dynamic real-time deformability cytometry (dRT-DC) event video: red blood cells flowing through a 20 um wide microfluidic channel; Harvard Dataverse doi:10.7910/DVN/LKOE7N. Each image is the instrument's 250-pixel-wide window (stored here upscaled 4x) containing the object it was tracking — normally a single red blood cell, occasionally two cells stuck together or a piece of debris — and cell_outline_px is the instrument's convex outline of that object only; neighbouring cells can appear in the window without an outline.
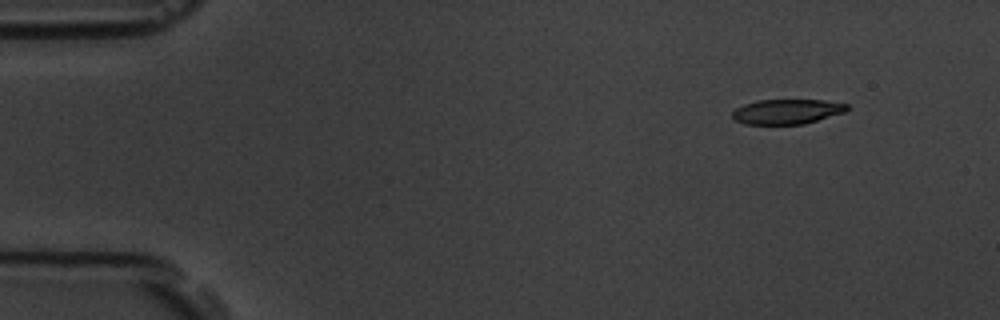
{"species": "common noctule bat (a hibernating species)", "species_latin": "Nyctalus noctula", "temperature_condition": "room temperature", "stored_images_in_passage": 4, "camera_frame_rate_fps": 3000, "um_per_image_px": 0.085, "animal": {"sex": "male", "body_mass_g": 19.5, "forearm_length_mm": 54.6}, "frame": {"image": 1, "passage_image": 1, "time_ms": 0.0, "image_size_px": [1000, 320], "cell_outline_px": [[848, 108], [844, 112], [804, 124], [744, 124], [736, 120], [732, 116], [732, 112], [736, 108], [744, 104], [756, 100], [824, 100], [848, 104]], "centroid_in_image_um": [66.87, 9.48], "position_along_channel_um": 18.1, "area_um2": 16.53}}
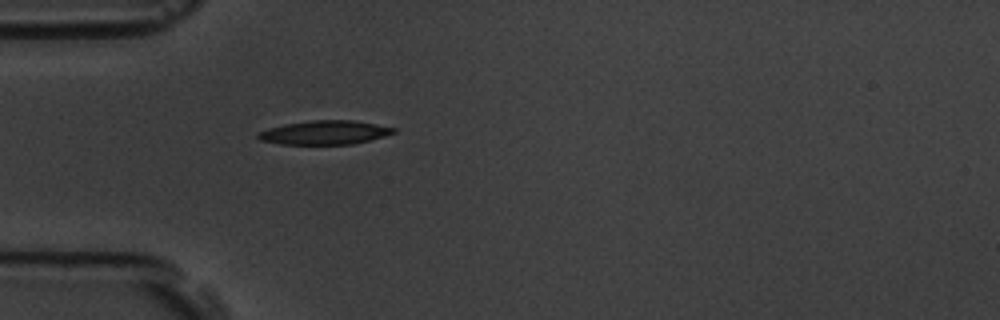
{"frame": {"image": 2, "passage_image": 4, "time_ms": 1.0, "image_size_px": [1000, 320], "cell_outline_px": [[396, 132], [384, 136], [352, 144], [280, 144], [260, 140], [256, 136], [260, 132], [268, 128], [284, 124], [312, 120], [352, 120], [376, 124], [396, 128]], "centroid_in_image_um": [27.59, 11.26], "position_along_channel_um": 57.4, "area_um2": 18.73}}